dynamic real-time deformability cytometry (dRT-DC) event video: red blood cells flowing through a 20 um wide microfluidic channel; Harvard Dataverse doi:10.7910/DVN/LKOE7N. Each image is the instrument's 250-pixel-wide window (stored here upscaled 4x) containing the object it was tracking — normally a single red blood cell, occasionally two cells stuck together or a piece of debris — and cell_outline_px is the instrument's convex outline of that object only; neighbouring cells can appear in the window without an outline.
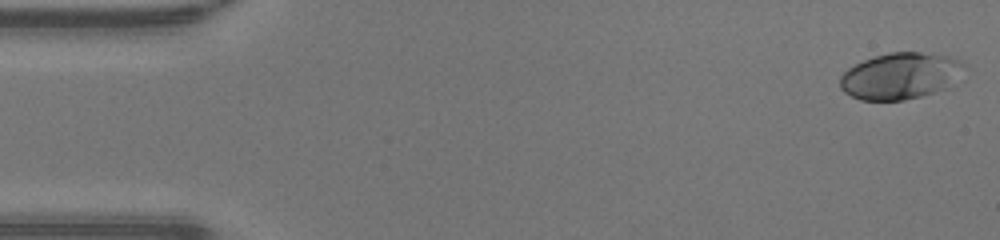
{"species": "human", "species_latin": "Homo sapiens", "temperature_condition": "warm", "stored_images_in_passage": 47, "camera_frame_rate_fps": 3000, "um_per_image_px": 0.085, "donor": {"sex": "male"}, "frame": {"image": 1, "passage_image": 1, "time_ms": 0.0, "image_size_px": [1000, 240], "cell_outline_px": [[964, 64], [956, 80], [948, 88], [920, 96], [904, 100], [860, 100], [844, 92], [840, 88], [840, 76], [848, 68], [864, 60], [888, 52], [920, 52], [948, 56], [960, 60]], "centroid_in_image_um": [76.51, 6.46], "position_along_channel_um": 8.5, "area_um2": 33.41}}
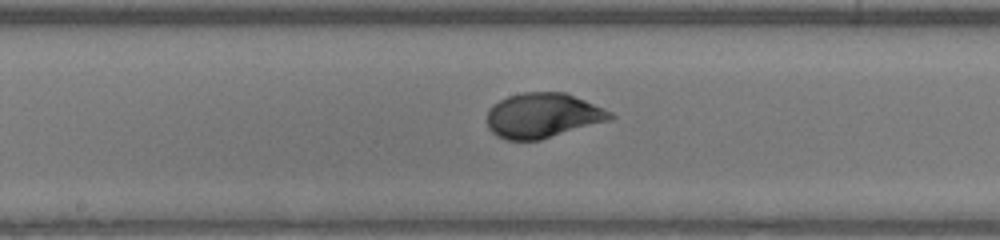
{"frame": {"image": 2, "passage_image": 24, "time_ms": 7.667, "image_size_px": [1000, 240], "cell_outline_px": [[616, 116], [612, 120], [540, 140], [504, 140], [496, 136], [488, 128], [488, 108], [492, 104], [508, 96], [524, 92], [564, 92], [604, 108], [612, 112]], "centroid_in_image_um": [46.14, 9.83], "position_along_channel_um": 202.1, "area_um2": 32.43}}
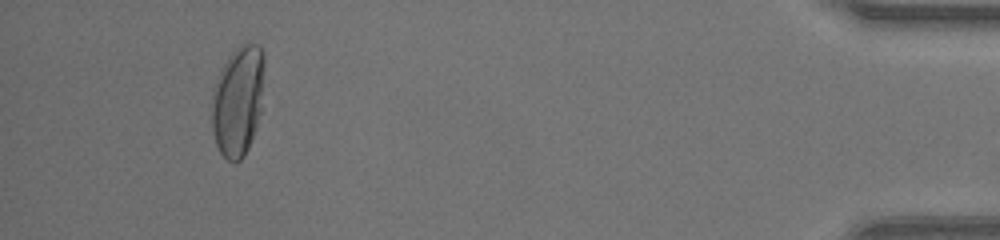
{"frame": {"image": 3, "passage_image": 44, "time_ms": 14.333, "image_size_px": [1000, 240], "cell_outline_px": [[264, 68], [260, 112], [248, 148], [244, 156], [236, 164], [228, 160], [220, 152], [216, 144], [212, 128], [212, 88], [228, 56], [240, 44], [260, 44], [264, 52]], "centroid_in_image_um": [20.22, 8.55], "position_along_channel_um": 415.0, "area_um2": 33.7}, "authors_computed_cell_mechanics": {"area_um2": 31.9634, "velocity_mm_per_s": 4.34, "shape_relaxation_time_tau1_ms": 4.9646, "shape_relaxation_time_tau2_ms": null, "deformation_change_tau1": 0.2497, "deformation_change_tau2": null}}